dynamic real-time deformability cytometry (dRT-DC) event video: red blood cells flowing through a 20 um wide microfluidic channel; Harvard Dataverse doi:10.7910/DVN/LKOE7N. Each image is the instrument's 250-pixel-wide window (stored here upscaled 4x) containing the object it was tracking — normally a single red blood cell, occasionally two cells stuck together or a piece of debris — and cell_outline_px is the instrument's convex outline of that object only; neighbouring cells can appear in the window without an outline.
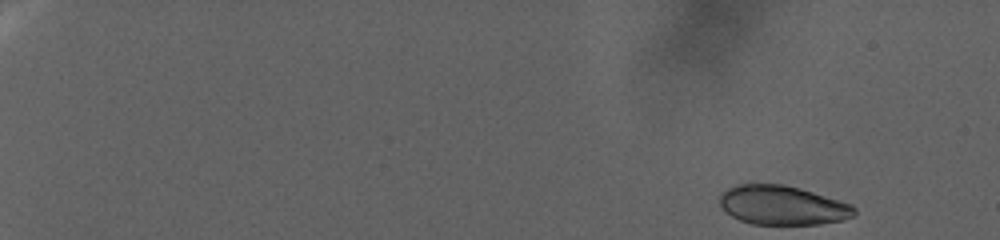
{"species": "human", "species_latin": "Homo sapiens", "temperature_condition": "warm", "stored_images_in_passage": 109, "camera_frame_rate_fps": 3000, "um_per_image_px": 0.085, "donor": {"sex": "female"}, "frame": {"image": 1, "passage_image": 1, "time_ms": 0.0, "image_size_px": [1000, 240], "cell_outline_px": [[856, 216], [844, 220], [820, 224], [752, 224], [740, 220], [732, 216], [720, 204], [720, 196], [728, 188], [736, 184], [752, 180], [784, 184], [800, 188], [852, 204], [856, 208]], "centroid_in_image_um": [66.51, 17.41], "position_along_channel_um": 18.5, "area_um2": 31.44}}
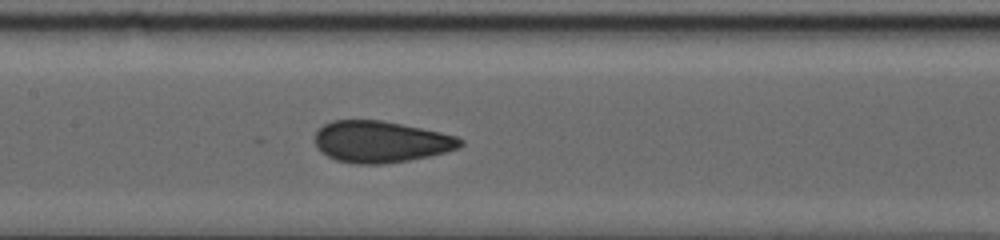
{"frame": {"image": 2, "passage_image": 58, "time_ms": 19.0, "image_size_px": [1000, 240], "cell_outline_px": [[464, 144], [460, 148], [428, 156], [408, 160], [380, 164], [356, 164], [336, 160], [320, 152], [316, 148], [316, 132], [324, 124], [332, 120], [380, 120], [440, 132], [456, 136], [464, 140]], "centroid_in_image_um": [32.36, 12.05], "position_along_channel_um": 175.0, "area_um2": 35.03}}
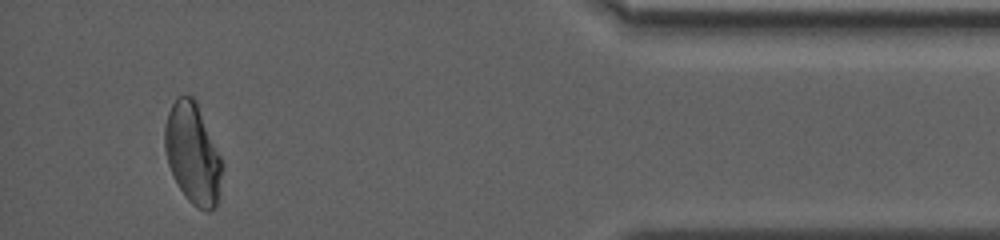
{"frame": {"image": 3, "passage_image": 103, "time_ms": 34.0, "image_size_px": [1000, 240], "cell_outline_px": [[224, 168], [216, 208], [208, 212], [196, 208], [184, 196], [168, 164], [164, 148], [164, 128], [168, 112], [176, 96], [192, 96], [196, 100], [224, 164]], "centroid_in_image_um": [16.4, 13.08], "position_along_channel_um": 418.8, "area_um2": 33.93}}